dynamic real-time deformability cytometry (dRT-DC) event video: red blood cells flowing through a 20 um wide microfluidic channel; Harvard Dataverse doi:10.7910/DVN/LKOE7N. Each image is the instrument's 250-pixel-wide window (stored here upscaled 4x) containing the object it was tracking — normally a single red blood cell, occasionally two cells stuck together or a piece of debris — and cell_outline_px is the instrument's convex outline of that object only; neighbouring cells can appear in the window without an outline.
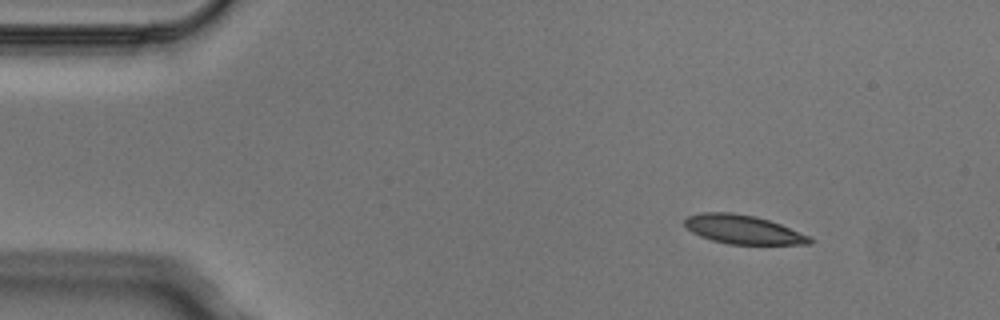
{"species": "Egyptian fruit bat (a non-hibernating species)", "species_latin": "Rousettus aegyptiacus", "temperature_condition": "cold", "stored_images_in_passage": 4, "camera_frame_rate_fps": 3000, "um_per_image_px": 0.085, "animal": {"sex": "male"}, "frame": {"image": 1, "passage_image": 1, "time_ms": 0.0, "image_size_px": [1000, 320], "cell_outline_px": [[812, 244], [728, 244], [712, 240], [700, 236], [692, 232], [684, 224], [684, 220], [688, 216], [700, 212], [732, 212], [756, 216], [780, 224], [812, 236]], "centroid_in_image_um": [63.17, 19.5], "position_along_channel_um": 21.8, "area_um2": 21.1}}
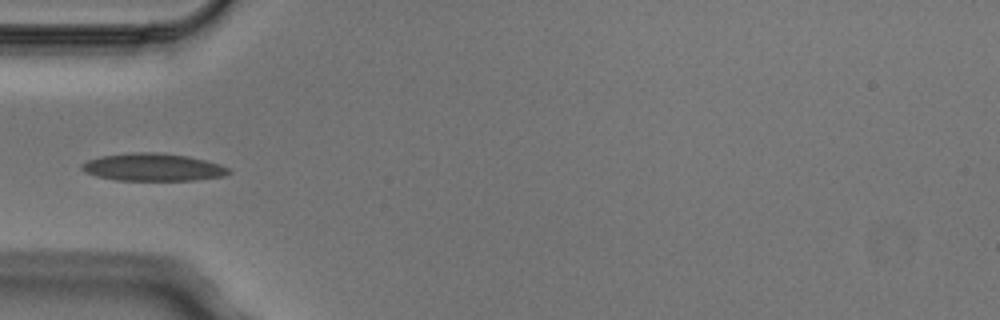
{"frame": {"image": 2, "passage_image": 3, "time_ms": 0.667, "image_size_px": [1000, 320], "cell_outline_px": [[232, 172], [224, 176], [196, 180], [116, 180], [96, 176], [84, 172], [80, 168], [80, 164], [88, 160], [100, 156], [132, 152], [160, 152], [188, 156], [220, 164], [228, 168]], "centroid_in_image_um": [12.98, 14.21], "position_along_channel_um": 72.0, "area_um2": 23.76}}
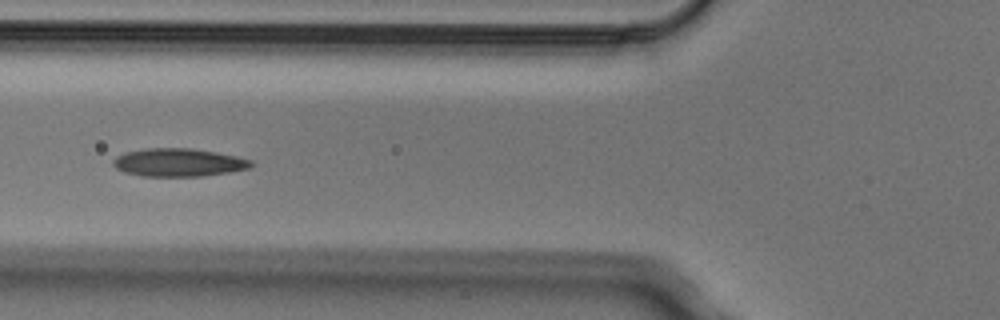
{"frame": {"image": 3, "passage_image": 4, "time_ms": 1.0, "image_size_px": [1000, 320], "cell_outline_px": [[252, 164], [248, 168], [228, 172], [204, 176], [140, 176], [124, 172], [116, 168], [112, 164], [112, 160], [116, 156], [124, 152], [144, 148], [192, 148], [216, 152], [236, 156], [252, 160]], "centroid_in_image_um": [15.12, 13.8], "position_along_channel_um": 110.7, "area_um2": 22.66}}